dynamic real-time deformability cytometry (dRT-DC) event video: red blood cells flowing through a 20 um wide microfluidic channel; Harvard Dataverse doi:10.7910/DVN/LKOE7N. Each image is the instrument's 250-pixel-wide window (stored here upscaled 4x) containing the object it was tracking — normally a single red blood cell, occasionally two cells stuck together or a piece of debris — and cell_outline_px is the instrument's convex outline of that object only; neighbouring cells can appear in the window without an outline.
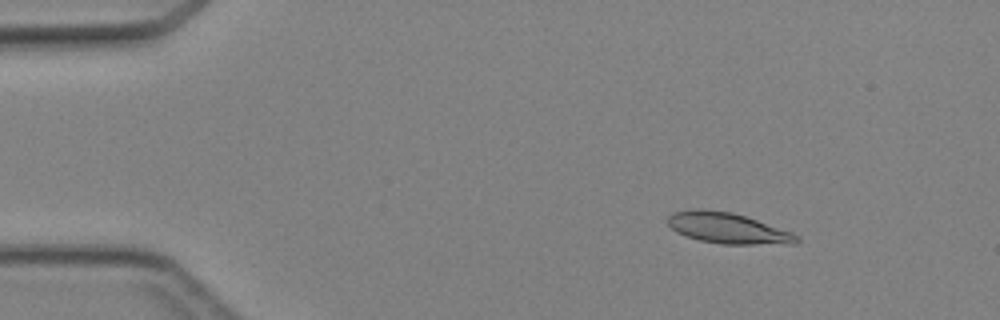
{"species": "Egyptian fruit bat (a non-hibernating species)", "species_latin": "Rousettus aegyptiacus", "temperature_condition": "cold", "stored_images_in_passage": 23, "camera_frame_rate_fps": 3000, "um_per_image_px": 0.085, "animal": {"sex": "female"}, "frame": {"image": 1, "passage_image": 7, "time_ms": 2.0, "image_size_px": [1000, 320], "cell_outline_px": [[800, 240], [796, 244], [720, 244], [700, 240], [676, 232], [664, 220], [672, 212], [692, 208], [700, 208], [732, 212], [792, 232], [800, 236]], "centroid_in_image_um": [61.83, 19.38], "position_along_channel_um": 23.2, "area_um2": 23.29}}
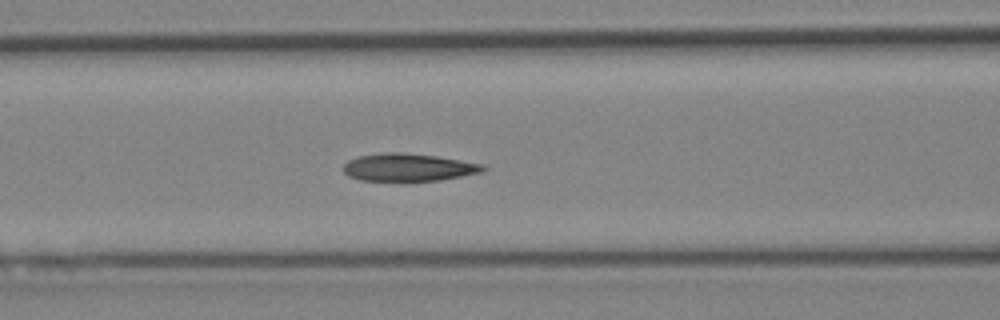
{"frame": {"image": 2, "passage_image": 20, "time_ms": 6.333, "image_size_px": [1000, 320], "cell_outline_px": [[488, 168], [484, 172], [440, 180], [360, 180], [348, 176], [344, 172], [344, 164], [348, 160], [360, 156], [380, 152], [404, 152], [436, 156], [484, 164]], "centroid_in_image_um": [34.74, 14.21], "position_along_channel_um": 131.9, "area_um2": 22.48}}
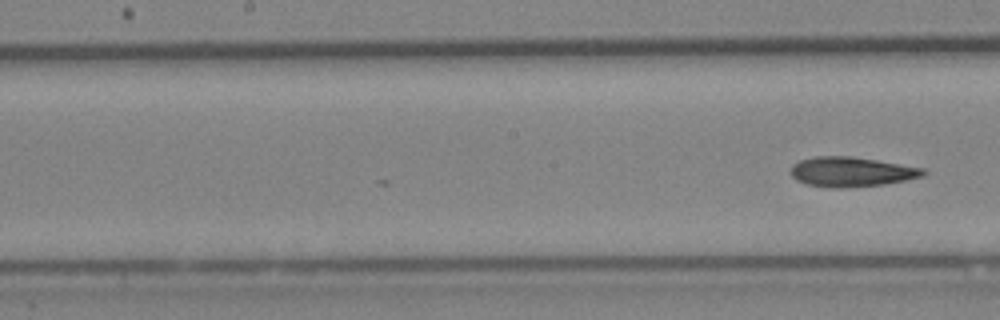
{"frame": {"image": 3, "passage_image": 23, "time_ms": 7.333, "image_size_px": [1000, 320], "cell_outline_px": [[928, 172], [924, 176], [884, 184], [840, 188], [832, 188], [808, 184], [796, 180], [792, 176], [792, 164], [800, 160], [816, 156], [848, 156], [876, 160], [924, 168]], "centroid_in_image_um": [72.38, 14.6], "position_along_channel_um": 175.8, "area_um2": 22.77}}